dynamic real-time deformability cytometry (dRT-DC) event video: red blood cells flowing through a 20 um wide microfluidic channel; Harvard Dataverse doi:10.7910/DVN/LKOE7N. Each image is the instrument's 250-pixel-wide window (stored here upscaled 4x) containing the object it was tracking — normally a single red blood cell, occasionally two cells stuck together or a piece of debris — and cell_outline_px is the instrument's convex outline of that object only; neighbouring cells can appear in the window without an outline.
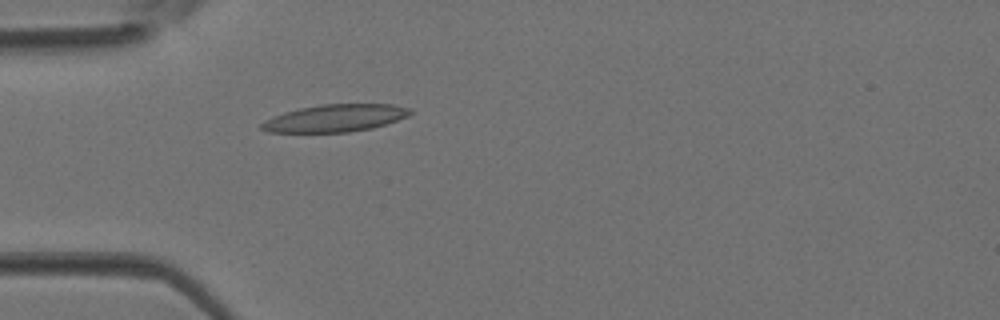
{"species": "Egyptian fruit bat (a non-hibernating species)", "species_latin": "Rousettus aegyptiacus", "temperature_condition": "room temperature", "stored_images_in_passage": 4, "camera_frame_rate_fps": 3000, "um_per_image_px": 0.085, "animal": {"sex": "female"}, "frame": {"image": 1, "passage_image": 4, "time_ms": 1.0, "image_size_px": [1000, 320], "cell_outline_px": [[412, 112], [408, 116], [372, 128], [348, 132], [268, 132], [260, 128], [260, 124], [264, 120], [272, 116], [284, 112], [300, 108], [324, 104], [392, 104], [412, 108]], "centroid_in_image_um": [28.47, 10.03], "position_along_channel_um": 56.5, "area_um2": 23.64}}